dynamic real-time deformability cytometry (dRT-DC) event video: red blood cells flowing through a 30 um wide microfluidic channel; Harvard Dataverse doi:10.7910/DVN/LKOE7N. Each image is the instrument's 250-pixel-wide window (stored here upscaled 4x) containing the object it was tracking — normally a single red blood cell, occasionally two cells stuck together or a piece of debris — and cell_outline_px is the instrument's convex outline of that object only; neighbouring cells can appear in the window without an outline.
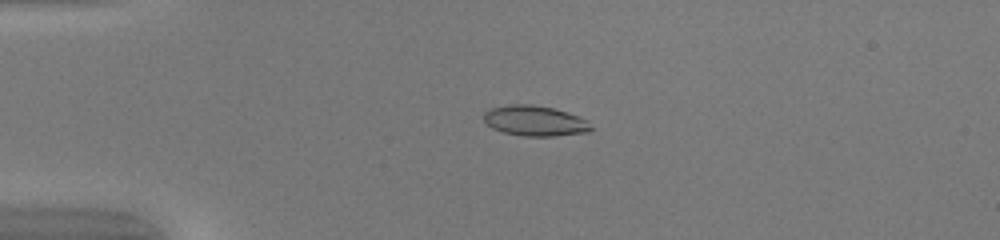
{"species": "common noctule bat (a hibernating species)", "species_latin": "Nyctalus noctula", "temperature_condition": "warm", "stored_images_in_passage": 50, "camera_frame_rate_fps": 3000, "um_per_image_px": 0.085, "animal": {"sex": "female", "body_mass_g": 20.0, "forearm_length_mm": 54.0}, "frame": {"image": 1, "passage_image": 13, "time_ms": 4.0, "image_size_px": [1000, 240], "cell_outline_px": [[592, 128], [588, 132], [556, 136], [524, 136], [504, 132], [492, 128], [484, 120], [484, 112], [488, 108], [508, 104], [532, 104], [552, 108], [568, 112], [588, 120]], "centroid_in_image_um": [45.46, 10.26], "position_along_channel_um": 39.5, "area_um2": 19.07}}
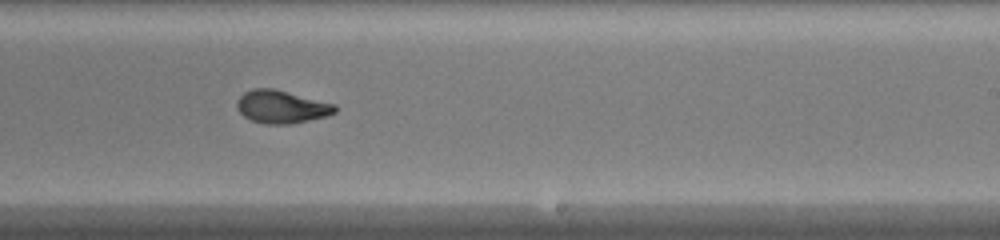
{"frame": {"image": 2, "passage_image": 32, "time_ms": 10.333, "image_size_px": [1000, 240], "cell_outline_px": [[336, 112], [328, 116], [292, 124], [264, 124], [252, 120], [244, 116], [236, 108], [236, 100], [244, 92], [252, 88], [272, 88], [336, 104]], "centroid_in_image_um": [23.92, 9.08], "position_along_channel_um": 265.1, "area_um2": 18.9}}
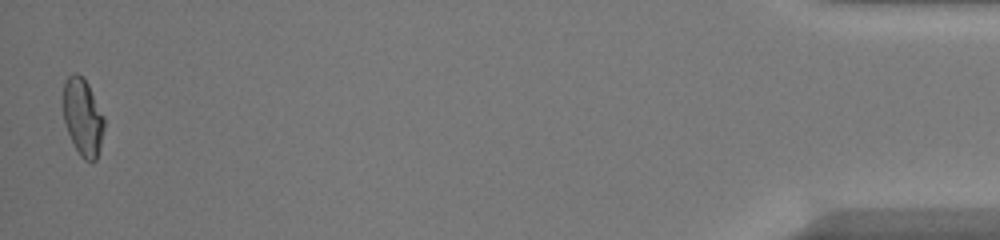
{"frame": {"image": 3, "passage_image": 50, "time_ms": 16.333, "image_size_px": [1000, 240], "cell_outline_px": [[104, 128], [100, 148], [96, 160], [92, 164], [84, 160], [80, 156], [64, 124], [64, 84], [68, 76], [72, 72], [76, 72], [88, 84], [104, 116]], "centroid_in_image_um": [7.05, 9.99], "position_along_channel_um": 428.1, "area_um2": 18.38}, "authors_computed_cell_mechanics": {"area_um2": 18.6116, "velocity_mm_per_s": 4.1883, "shape_relaxation_time_tau1_ms": null, "shape_relaxation_time_tau2_ms": 1.0514, "deformation_change_tau1": null, "deformation_change_tau2": 0.0508}}